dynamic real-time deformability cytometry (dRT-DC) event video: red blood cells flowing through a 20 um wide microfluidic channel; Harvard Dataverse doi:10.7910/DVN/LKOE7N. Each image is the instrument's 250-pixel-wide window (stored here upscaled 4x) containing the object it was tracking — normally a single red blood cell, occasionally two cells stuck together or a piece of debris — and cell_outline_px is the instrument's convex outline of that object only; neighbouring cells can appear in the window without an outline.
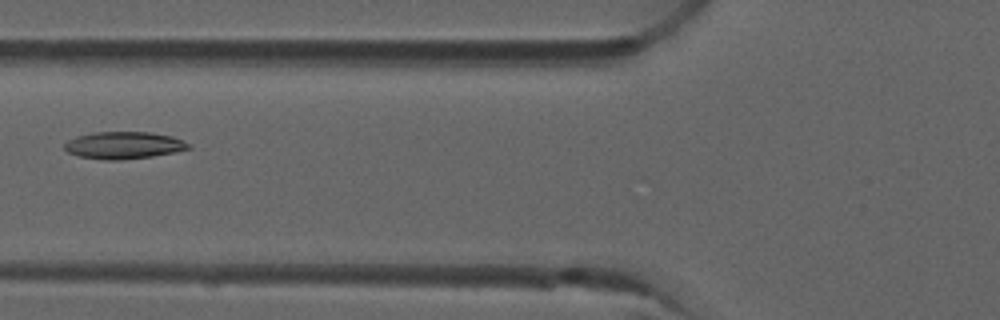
{"species": "common noctule bat (a hibernating species)", "species_latin": "Nyctalus noctula", "temperature_condition": "room temperature", "stored_images_in_passage": 8, "camera_frame_rate_fps": 3000, "um_per_image_px": 0.085, "animal": {"sex": "male", "forearm_length_mm": 52.5}, "frame": {"image": 1, "passage_image": 6, "time_ms": 1.667, "image_size_px": [1000, 320], "cell_outline_px": [[192, 148], [152, 156], [120, 160], [104, 160], [80, 156], [68, 152], [64, 148], [64, 144], [68, 140], [76, 136], [92, 132], [148, 132], [172, 136], [192, 144]], "centroid_in_image_um": [10.52, 12.34], "position_along_channel_um": 115.3, "area_um2": 19.59}}
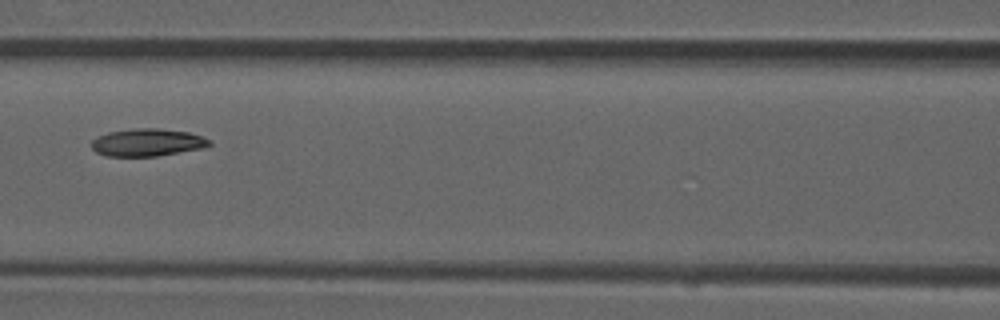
{"frame": {"image": 2, "passage_image": 7, "time_ms": 2.0, "image_size_px": [1000, 320], "cell_outline_px": [[212, 144], [204, 148], [156, 156], [108, 156], [96, 152], [92, 148], [92, 140], [96, 136], [108, 132], [136, 128], [156, 128], [188, 132], [212, 140]], "centroid_in_image_um": [12.53, 12.1], "position_along_channel_um": 154.1, "area_um2": 18.9}}
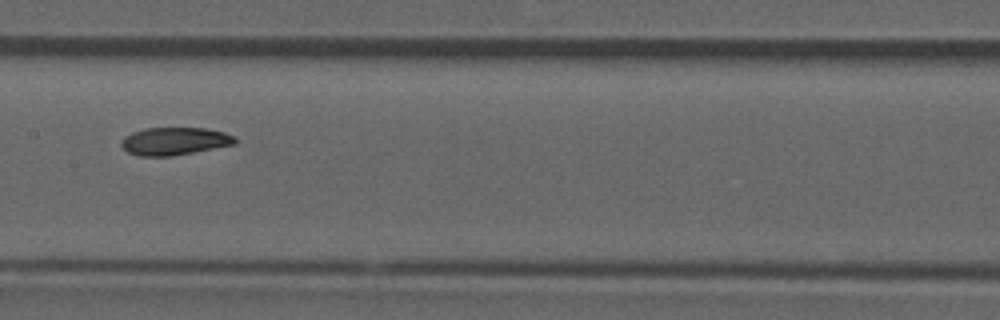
{"frame": {"image": 3, "passage_image": 8, "time_ms": 2.333, "image_size_px": [1000, 320], "cell_outline_px": [[236, 144], [172, 156], [140, 156], [128, 152], [120, 144], [120, 140], [124, 136], [132, 132], [144, 128], [204, 128], [224, 132], [236, 136]], "centroid_in_image_um": [14.82, 11.99], "position_along_channel_um": 192.6, "area_um2": 18.44}}